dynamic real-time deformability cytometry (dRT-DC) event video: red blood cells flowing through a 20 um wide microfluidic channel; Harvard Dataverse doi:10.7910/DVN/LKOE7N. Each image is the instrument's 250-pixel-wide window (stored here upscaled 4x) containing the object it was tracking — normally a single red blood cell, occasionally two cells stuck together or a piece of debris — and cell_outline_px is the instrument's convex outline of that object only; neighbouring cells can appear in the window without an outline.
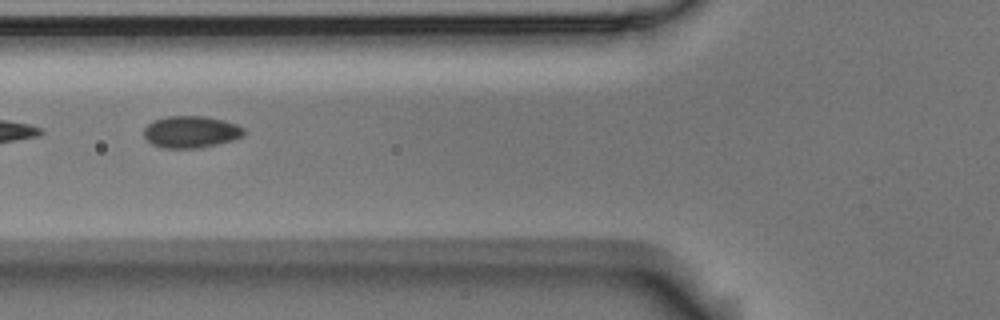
{"species": "Egyptian fruit bat (a non-hibernating species)", "species_latin": "Rousettus aegyptiacus", "temperature_condition": "room temperature", "stored_images_in_passage": 5, "segment_of_instrument_passage": [2, 2], "camera_frame_rate_fps": 3000, "um_per_image_px": 0.085, "animal": {"sex": "male"}, "frame": {"image": 1, "passage_image": 5, "time_ms": 1.333, "image_size_px": [1000, 320], "cell_outline_px": [[244, 136], [232, 140], [216, 144], [196, 148], [164, 148], [152, 144], [144, 136], [144, 128], [152, 120], [164, 116], [204, 116], [224, 120], [236, 124], [244, 128]], "centroid_in_image_um": [16.21, 11.2], "position_along_channel_um": 109.6, "area_um2": 18.61}}